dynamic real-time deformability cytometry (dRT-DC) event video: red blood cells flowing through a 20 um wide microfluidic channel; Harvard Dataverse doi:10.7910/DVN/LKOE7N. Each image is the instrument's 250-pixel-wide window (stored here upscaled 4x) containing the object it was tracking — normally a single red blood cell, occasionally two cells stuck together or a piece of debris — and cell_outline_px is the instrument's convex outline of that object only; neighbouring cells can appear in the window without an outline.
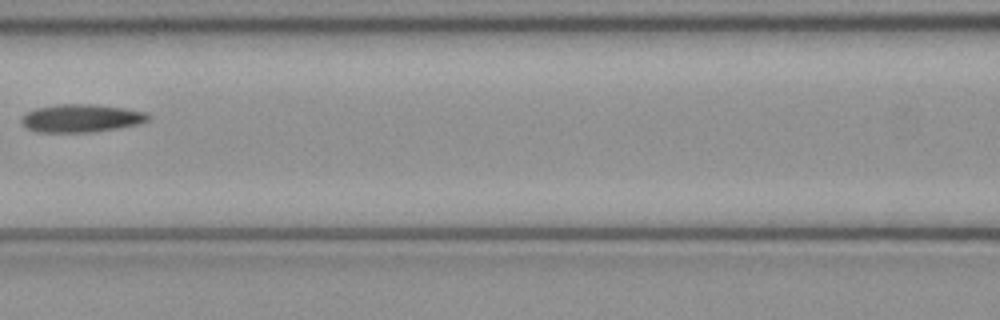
{"species": "common noctule bat (a hibernating species)", "species_latin": "Nyctalus noctula", "temperature_condition": "cold", "stored_images_in_passage": 7, "camera_frame_rate_fps": 3000, "um_per_image_px": 0.085, "animal": {"sex": "female", "body_mass_g": 21.9}, "frame": {"image": 1, "passage_image": 7, "time_ms": 2.0, "image_size_px": [1000, 320], "cell_outline_px": [[152, 116], [148, 120], [136, 124], [120, 128], [92, 132], [36, 132], [28, 128], [20, 120], [28, 112], [36, 108], [56, 104], [92, 104], [124, 108], [144, 112]], "centroid_in_image_um": [6.91, 10.05], "position_along_channel_um": 159.7, "area_um2": 20.52}}